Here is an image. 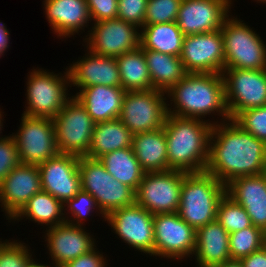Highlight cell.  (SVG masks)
I'll list each match as a JSON object with an SVG mask.
<instances>
[{"label":"cell","instance_id":"obj_10","mask_svg":"<svg viewBox=\"0 0 266 267\" xmlns=\"http://www.w3.org/2000/svg\"><path fill=\"white\" fill-rule=\"evenodd\" d=\"M177 170L145 172L135 191V203L151 214L178 212L183 179Z\"/></svg>","mask_w":266,"mask_h":267},{"label":"cell","instance_id":"obj_28","mask_svg":"<svg viewBox=\"0 0 266 267\" xmlns=\"http://www.w3.org/2000/svg\"><path fill=\"white\" fill-rule=\"evenodd\" d=\"M142 50L155 90L167 93L188 74L180 57L148 49Z\"/></svg>","mask_w":266,"mask_h":267},{"label":"cell","instance_id":"obj_15","mask_svg":"<svg viewBox=\"0 0 266 267\" xmlns=\"http://www.w3.org/2000/svg\"><path fill=\"white\" fill-rule=\"evenodd\" d=\"M93 24L84 39L86 48L93 53L116 58L140 46V30L136 25L118 18Z\"/></svg>","mask_w":266,"mask_h":267},{"label":"cell","instance_id":"obj_36","mask_svg":"<svg viewBox=\"0 0 266 267\" xmlns=\"http://www.w3.org/2000/svg\"><path fill=\"white\" fill-rule=\"evenodd\" d=\"M182 0H148L144 25L176 22Z\"/></svg>","mask_w":266,"mask_h":267},{"label":"cell","instance_id":"obj_21","mask_svg":"<svg viewBox=\"0 0 266 267\" xmlns=\"http://www.w3.org/2000/svg\"><path fill=\"white\" fill-rule=\"evenodd\" d=\"M86 51L82 59L71 64L67 69L70 86L82 89L89 86L104 85L121 87L119 67L114 57H106Z\"/></svg>","mask_w":266,"mask_h":267},{"label":"cell","instance_id":"obj_20","mask_svg":"<svg viewBox=\"0 0 266 267\" xmlns=\"http://www.w3.org/2000/svg\"><path fill=\"white\" fill-rule=\"evenodd\" d=\"M45 241L51 256L52 265L62 267L67 262L85 254L96 247L94 239L83 226L62 223L46 228Z\"/></svg>","mask_w":266,"mask_h":267},{"label":"cell","instance_id":"obj_9","mask_svg":"<svg viewBox=\"0 0 266 267\" xmlns=\"http://www.w3.org/2000/svg\"><path fill=\"white\" fill-rule=\"evenodd\" d=\"M165 94L155 89L126 91L119 119L133 135L162 128L168 115Z\"/></svg>","mask_w":266,"mask_h":267},{"label":"cell","instance_id":"obj_44","mask_svg":"<svg viewBox=\"0 0 266 267\" xmlns=\"http://www.w3.org/2000/svg\"><path fill=\"white\" fill-rule=\"evenodd\" d=\"M9 34L10 32L8 31V29L5 26V23L0 22V56L2 57V55L5 53V51L7 50V48H9Z\"/></svg>","mask_w":266,"mask_h":267},{"label":"cell","instance_id":"obj_5","mask_svg":"<svg viewBox=\"0 0 266 267\" xmlns=\"http://www.w3.org/2000/svg\"><path fill=\"white\" fill-rule=\"evenodd\" d=\"M230 15L221 30L226 68L266 69V45L256 31Z\"/></svg>","mask_w":266,"mask_h":267},{"label":"cell","instance_id":"obj_7","mask_svg":"<svg viewBox=\"0 0 266 267\" xmlns=\"http://www.w3.org/2000/svg\"><path fill=\"white\" fill-rule=\"evenodd\" d=\"M54 74L34 69L28 75L25 111L26 116L53 119L71 98L68 95L69 75Z\"/></svg>","mask_w":266,"mask_h":267},{"label":"cell","instance_id":"obj_46","mask_svg":"<svg viewBox=\"0 0 266 267\" xmlns=\"http://www.w3.org/2000/svg\"><path fill=\"white\" fill-rule=\"evenodd\" d=\"M51 265H46V264H40V263H37V261H35L34 259H32L30 261V263L27 265V267H50ZM51 267H55L54 265L51 266Z\"/></svg>","mask_w":266,"mask_h":267},{"label":"cell","instance_id":"obj_49","mask_svg":"<svg viewBox=\"0 0 266 267\" xmlns=\"http://www.w3.org/2000/svg\"><path fill=\"white\" fill-rule=\"evenodd\" d=\"M256 2H258V3H266V0H256Z\"/></svg>","mask_w":266,"mask_h":267},{"label":"cell","instance_id":"obj_18","mask_svg":"<svg viewBox=\"0 0 266 267\" xmlns=\"http://www.w3.org/2000/svg\"><path fill=\"white\" fill-rule=\"evenodd\" d=\"M79 161L78 156L59 153L39 164L42 190L54 196L62 204L75 197L82 189Z\"/></svg>","mask_w":266,"mask_h":267},{"label":"cell","instance_id":"obj_34","mask_svg":"<svg viewBox=\"0 0 266 267\" xmlns=\"http://www.w3.org/2000/svg\"><path fill=\"white\" fill-rule=\"evenodd\" d=\"M217 221L229 234L252 226L247 211L226 193L217 207Z\"/></svg>","mask_w":266,"mask_h":267},{"label":"cell","instance_id":"obj_39","mask_svg":"<svg viewBox=\"0 0 266 267\" xmlns=\"http://www.w3.org/2000/svg\"><path fill=\"white\" fill-rule=\"evenodd\" d=\"M148 0H118L117 18L136 25L144 26Z\"/></svg>","mask_w":266,"mask_h":267},{"label":"cell","instance_id":"obj_14","mask_svg":"<svg viewBox=\"0 0 266 267\" xmlns=\"http://www.w3.org/2000/svg\"><path fill=\"white\" fill-rule=\"evenodd\" d=\"M153 218V214L135 203L110 212L105 221L129 247L154 257Z\"/></svg>","mask_w":266,"mask_h":267},{"label":"cell","instance_id":"obj_26","mask_svg":"<svg viewBox=\"0 0 266 267\" xmlns=\"http://www.w3.org/2000/svg\"><path fill=\"white\" fill-rule=\"evenodd\" d=\"M132 149L145 172L169 170L164 127L133 135Z\"/></svg>","mask_w":266,"mask_h":267},{"label":"cell","instance_id":"obj_40","mask_svg":"<svg viewBox=\"0 0 266 267\" xmlns=\"http://www.w3.org/2000/svg\"><path fill=\"white\" fill-rule=\"evenodd\" d=\"M18 148L12 135L0 139V183L20 164Z\"/></svg>","mask_w":266,"mask_h":267},{"label":"cell","instance_id":"obj_3","mask_svg":"<svg viewBox=\"0 0 266 267\" xmlns=\"http://www.w3.org/2000/svg\"><path fill=\"white\" fill-rule=\"evenodd\" d=\"M168 114L164 123L169 170L197 173L206 170L212 125L219 121Z\"/></svg>","mask_w":266,"mask_h":267},{"label":"cell","instance_id":"obj_25","mask_svg":"<svg viewBox=\"0 0 266 267\" xmlns=\"http://www.w3.org/2000/svg\"><path fill=\"white\" fill-rule=\"evenodd\" d=\"M196 267H216L231 260L229 233L217 221L207 223L196 230Z\"/></svg>","mask_w":266,"mask_h":267},{"label":"cell","instance_id":"obj_22","mask_svg":"<svg viewBox=\"0 0 266 267\" xmlns=\"http://www.w3.org/2000/svg\"><path fill=\"white\" fill-rule=\"evenodd\" d=\"M226 194L247 211L253 226L266 233V173L234 178Z\"/></svg>","mask_w":266,"mask_h":267},{"label":"cell","instance_id":"obj_8","mask_svg":"<svg viewBox=\"0 0 266 267\" xmlns=\"http://www.w3.org/2000/svg\"><path fill=\"white\" fill-rule=\"evenodd\" d=\"M53 122L59 153L86 157L95 122L78 99L71 96Z\"/></svg>","mask_w":266,"mask_h":267},{"label":"cell","instance_id":"obj_2","mask_svg":"<svg viewBox=\"0 0 266 267\" xmlns=\"http://www.w3.org/2000/svg\"><path fill=\"white\" fill-rule=\"evenodd\" d=\"M166 96L171 99V104H167L168 114L205 120L202 118L217 113L216 115L222 116L220 122L230 120L224 79L220 73H188Z\"/></svg>","mask_w":266,"mask_h":267},{"label":"cell","instance_id":"obj_37","mask_svg":"<svg viewBox=\"0 0 266 267\" xmlns=\"http://www.w3.org/2000/svg\"><path fill=\"white\" fill-rule=\"evenodd\" d=\"M233 121L243 130L266 143V105L244 110Z\"/></svg>","mask_w":266,"mask_h":267},{"label":"cell","instance_id":"obj_16","mask_svg":"<svg viewBox=\"0 0 266 267\" xmlns=\"http://www.w3.org/2000/svg\"><path fill=\"white\" fill-rule=\"evenodd\" d=\"M180 59L187 73H220L225 66L221 30L184 37Z\"/></svg>","mask_w":266,"mask_h":267},{"label":"cell","instance_id":"obj_4","mask_svg":"<svg viewBox=\"0 0 266 267\" xmlns=\"http://www.w3.org/2000/svg\"><path fill=\"white\" fill-rule=\"evenodd\" d=\"M225 193L226 185L212 174L206 171L187 173L182 183L178 214L197 230L217 220V207Z\"/></svg>","mask_w":266,"mask_h":267},{"label":"cell","instance_id":"obj_6","mask_svg":"<svg viewBox=\"0 0 266 267\" xmlns=\"http://www.w3.org/2000/svg\"><path fill=\"white\" fill-rule=\"evenodd\" d=\"M79 173L82 190L95 198L105 216L135 204V190L114 179L99 159L80 157Z\"/></svg>","mask_w":266,"mask_h":267},{"label":"cell","instance_id":"obj_45","mask_svg":"<svg viewBox=\"0 0 266 267\" xmlns=\"http://www.w3.org/2000/svg\"><path fill=\"white\" fill-rule=\"evenodd\" d=\"M216 267H243V265L240 260L231 259V260L226 261L222 265L216 266Z\"/></svg>","mask_w":266,"mask_h":267},{"label":"cell","instance_id":"obj_42","mask_svg":"<svg viewBox=\"0 0 266 267\" xmlns=\"http://www.w3.org/2000/svg\"><path fill=\"white\" fill-rule=\"evenodd\" d=\"M96 248L97 246L91 251L67 262L62 267H107L108 261L104 258L103 253Z\"/></svg>","mask_w":266,"mask_h":267},{"label":"cell","instance_id":"obj_43","mask_svg":"<svg viewBox=\"0 0 266 267\" xmlns=\"http://www.w3.org/2000/svg\"><path fill=\"white\" fill-rule=\"evenodd\" d=\"M243 267H266V245L240 259Z\"/></svg>","mask_w":266,"mask_h":267},{"label":"cell","instance_id":"obj_1","mask_svg":"<svg viewBox=\"0 0 266 267\" xmlns=\"http://www.w3.org/2000/svg\"><path fill=\"white\" fill-rule=\"evenodd\" d=\"M206 172L224 185L240 176L266 173V143L232 119L212 125Z\"/></svg>","mask_w":266,"mask_h":267},{"label":"cell","instance_id":"obj_19","mask_svg":"<svg viewBox=\"0 0 266 267\" xmlns=\"http://www.w3.org/2000/svg\"><path fill=\"white\" fill-rule=\"evenodd\" d=\"M42 190L37 165L20 163L0 183V205L11 220L37 192Z\"/></svg>","mask_w":266,"mask_h":267},{"label":"cell","instance_id":"obj_23","mask_svg":"<svg viewBox=\"0 0 266 267\" xmlns=\"http://www.w3.org/2000/svg\"><path fill=\"white\" fill-rule=\"evenodd\" d=\"M46 19L54 34L70 38L92 22L86 0H44ZM90 21V22H89ZM88 23V24H87Z\"/></svg>","mask_w":266,"mask_h":267},{"label":"cell","instance_id":"obj_12","mask_svg":"<svg viewBox=\"0 0 266 267\" xmlns=\"http://www.w3.org/2000/svg\"><path fill=\"white\" fill-rule=\"evenodd\" d=\"M222 75L230 119L244 110L266 105V69L226 68Z\"/></svg>","mask_w":266,"mask_h":267},{"label":"cell","instance_id":"obj_47","mask_svg":"<svg viewBox=\"0 0 266 267\" xmlns=\"http://www.w3.org/2000/svg\"><path fill=\"white\" fill-rule=\"evenodd\" d=\"M3 113H4V112H2L1 109H0V131L3 130V129H2V128H3V127H2V126H3V125H2V124H3L2 121H4V120H3L4 118H2V117L4 116ZM1 133H2V132H0V134H1ZM1 138H3V137L0 136V139H1Z\"/></svg>","mask_w":266,"mask_h":267},{"label":"cell","instance_id":"obj_35","mask_svg":"<svg viewBox=\"0 0 266 267\" xmlns=\"http://www.w3.org/2000/svg\"><path fill=\"white\" fill-rule=\"evenodd\" d=\"M63 206L65 221L75 226H83L85 222L84 220L87 219L88 215L91 216L90 214L91 212L93 213L94 210H96L99 215L101 214L104 220H106V216L101 212L95 198L82 189L76 194L75 197L63 204ZM68 214L71 215L69 216L70 218L66 216Z\"/></svg>","mask_w":266,"mask_h":267},{"label":"cell","instance_id":"obj_38","mask_svg":"<svg viewBox=\"0 0 266 267\" xmlns=\"http://www.w3.org/2000/svg\"><path fill=\"white\" fill-rule=\"evenodd\" d=\"M10 241V242H9ZM18 240H8L0 251V267H27L33 259L29 247Z\"/></svg>","mask_w":266,"mask_h":267},{"label":"cell","instance_id":"obj_33","mask_svg":"<svg viewBox=\"0 0 266 267\" xmlns=\"http://www.w3.org/2000/svg\"><path fill=\"white\" fill-rule=\"evenodd\" d=\"M264 245H266V233L253 225L229 234L231 259L240 260Z\"/></svg>","mask_w":266,"mask_h":267},{"label":"cell","instance_id":"obj_11","mask_svg":"<svg viewBox=\"0 0 266 267\" xmlns=\"http://www.w3.org/2000/svg\"><path fill=\"white\" fill-rule=\"evenodd\" d=\"M11 135L23 164L38 166L59 154L53 119L22 114L19 130Z\"/></svg>","mask_w":266,"mask_h":267},{"label":"cell","instance_id":"obj_17","mask_svg":"<svg viewBox=\"0 0 266 267\" xmlns=\"http://www.w3.org/2000/svg\"><path fill=\"white\" fill-rule=\"evenodd\" d=\"M231 4L232 0H182L177 25L185 36L220 30Z\"/></svg>","mask_w":266,"mask_h":267},{"label":"cell","instance_id":"obj_32","mask_svg":"<svg viewBox=\"0 0 266 267\" xmlns=\"http://www.w3.org/2000/svg\"><path fill=\"white\" fill-rule=\"evenodd\" d=\"M116 61L121 77V87L125 91L154 89L144 51L140 46L116 57Z\"/></svg>","mask_w":266,"mask_h":267},{"label":"cell","instance_id":"obj_31","mask_svg":"<svg viewBox=\"0 0 266 267\" xmlns=\"http://www.w3.org/2000/svg\"><path fill=\"white\" fill-rule=\"evenodd\" d=\"M114 179L128 185L135 191L143 179L145 171L142 169L132 147L109 152L99 158Z\"/></svg>","mask_w":266,"mask_h":267},{"label":"cell","instance_id":"obj_24","mask_svg":"<svg viewBox=\"0 0 266 267\" xmlns=\"http://www.w3.org/2000/svg\"><path fill=\"white\" fill-rule=\"evenodd\" d=\"M125 92L122 87L95 85L80 89L74 97L93 121L100 123L119 118Z\"/></svg>","mask_w":266,"mask_h":267},{"label":"cell","instance_id":"obj_48","mask_svg":"<svg viewBox=\"0 0 266 267\" xmlns=\"http://www.w3.org/2000/svg\"><path fill=\"white\" fill-rule=\"evenodd\" d=\"M8 241H7V239L5 240V241H1V239H0V251H1V249H2V247L7 243Z\"/></svg>","mask_w":266,"mask_h":267},{"label":"cell","instance_id":"obj_29","mask_svg":"<svg viewBox=\"0 0 266 267\" xmlns=\"http://www.w3.org/2000/svg\"><path fill=\"white\" fill-rule=\"evenodd\" d=\"M184 37L177 22L144 25L140 30V47L180 57Z\"/></svg>","mask_w":266,"mask_h":267},{"label":"cell","instance_id":"obj_27","mask_svg":"<svg viewBox=\"0 0 266 267\" xmlns=\"http://www.w3.org/2000/svg\"><path fill=\"white\" fill-rule=\"evenodd\" d=\"M132 137L131 131L119 118L95 123L91 145L86 157L99 159L109 152L132 147Z\"/></svg>","mask_w":266,"mask_h":267},{"label":"cell","instance_id":"obj_30","mask_svg":"<svg viewBox=\"0 0 266 267\" xmlns=\"http://www.w3.org/2000/svg\"><path fill=\"white\" fill-rule=\"evenodd\" d=\"M64 206L51 194L41 190L37 192L25 206L10 220L18 221L26 217L40 226L47 228L65 223ZM43 224V225H42Z\"/></svg>","mask_w":266,"mask_h":267},{"label":"cell","instance_id":"obj_41","mask_svg":"<svg viewBox=\"0 0 266 267\" xmlns=\"http://www.w3.org/2000/svg\"><path fill=\"white\" fill-rule=\"evenodd\" d=\"M93 22L117 18L118 0H86Z\"/></svg>","mask_w":266,"mask_h":267},{"label":"cell","instance_id":"obj_13","mask_svg":"<svg viewBox=\"0 0 266 267\" xmlns=\"http://www.w3.org/2000/svg\"><path fill=\"white\" fill-rule=\"evenodd\" d=\"M154 256L166 259H182L195 253L196 230L178 214L159 213L153 218Z\"/></svg>","mask_w":266,"mask_h":267}]
</instances>
